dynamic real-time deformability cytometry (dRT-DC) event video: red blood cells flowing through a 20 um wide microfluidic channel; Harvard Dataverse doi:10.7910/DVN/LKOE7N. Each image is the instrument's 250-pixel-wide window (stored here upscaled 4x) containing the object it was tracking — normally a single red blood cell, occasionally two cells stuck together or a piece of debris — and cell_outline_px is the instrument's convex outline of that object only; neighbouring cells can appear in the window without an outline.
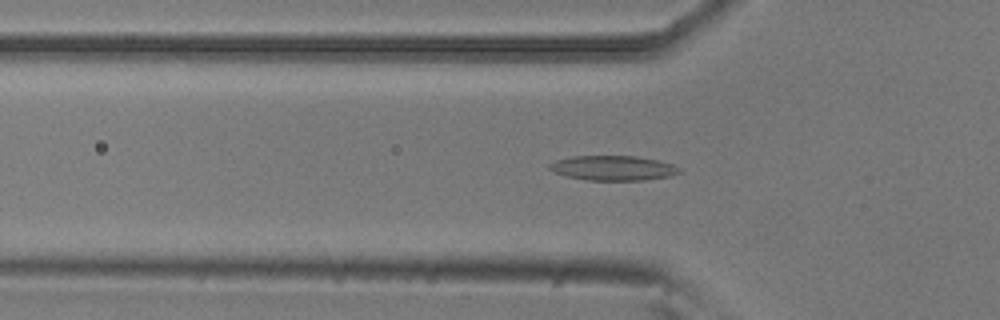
{"species": "common noctule bat (a hibernating species)", "species_latin": "Nyctalus noctula", "temperature_condition": "room temperature", "stored_images_in_passage": 53, "camera_frame_rate_fps": 3000, "um_per_image_px": 0.085, "animal": {"sex": "male", "body_mass_g": 20.5, "forearm_length_mm": 52.5}, "frame": {"image": 1, "passage_image": 17, "time_ms": 5.333, "image_size_px": [1000, 320], "cell_outline_px": [[680, 172], [668, 176], [644, 180], [588, 180], [568, 176], [556, 172], [548, 168], [548, 164], [556, 160], [572, 156], [636, 156], [660, 160], [672, 164], [680, 168]], "centroid_in_image_um": [52.12, 14.27], "position_along_channel_um": 73.7, "area_um2": 18.61}}
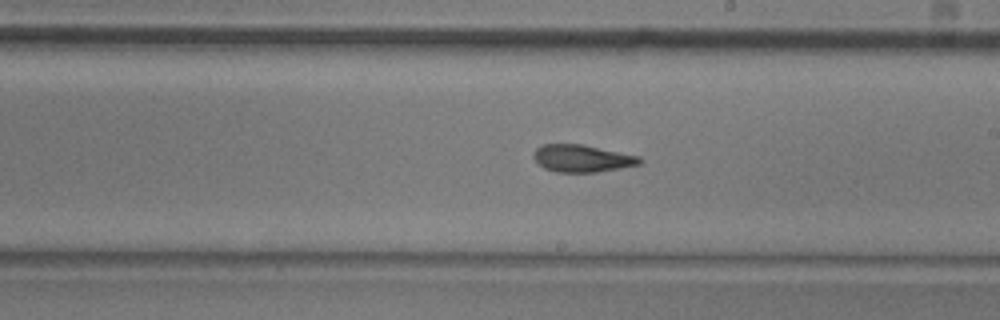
{"frame": {"image": 2, "passage_image": 30, "time_ms": 9.667, "image_size_px": [1000, 320], "cell_outline_px": [[644, 160], [640, 164], [620, 168], [596, 172], [556, 172], [544, 168], [532, 156], [532, 152], [536, 148], [544, 144], [584, 144], [640, 156]], "centroid_in_image_um": [49.49, 13.45], "position_along_channel_um": 239.5, "area_um2": 16.99}}
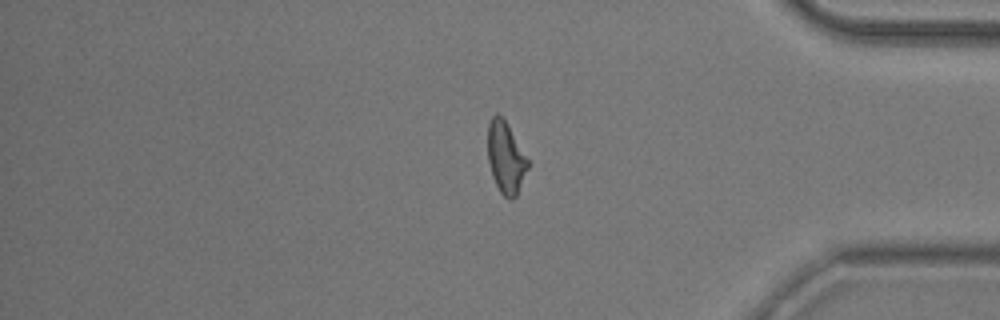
{"frame": {"image": 3, "passage_image": 44, "time_ms": 14.333, "image_size_px": [1000, 320], "cell_outline_px": [[528, 168], [516, 196], [508, 200], [500, 192], [492, 176], [488, 160], [488, 124], [492, 116], [496, 112], [508, 124], [528, 160]], "centroid_in_image_um": [42.97, 13.39], "position_along_channel_um": 392.2, "area_um2": 16.53}, "authors_computed_cell_mechanics": {"area_um2": 17.2822, "velocity_mm_per_s": 3.7985, "shape_relaxation_time_tau1_ms": null, "shape_relaxation_time_tau2_ms": 3.5053, "deformation_change_tau1": null, "deformation_change_tau2": 0.1291}}